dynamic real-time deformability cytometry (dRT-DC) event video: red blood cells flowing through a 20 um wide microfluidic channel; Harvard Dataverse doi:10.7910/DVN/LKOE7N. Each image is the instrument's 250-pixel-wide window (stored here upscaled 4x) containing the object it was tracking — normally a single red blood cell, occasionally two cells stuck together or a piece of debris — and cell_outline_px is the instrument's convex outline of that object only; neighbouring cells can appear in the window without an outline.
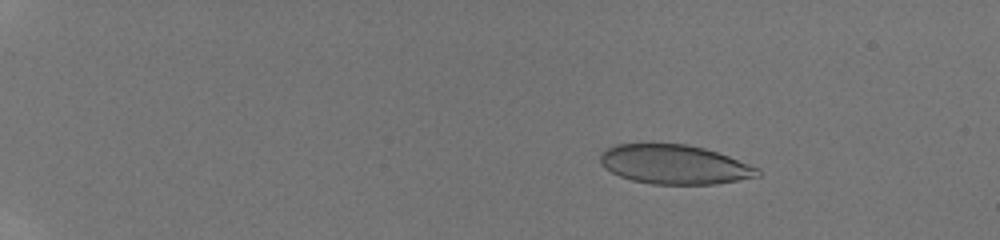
{"species": "human", "species_latin": "Homo sapiens", "temperature_condition": "room temperature", "stored_images_in_passage": 10, "camera_frame_rate_fps": 3000, "um_per_image_px": 0.085, "donor": {"sex": "male"}, "frame": {"image": 1, "passage_image": 3, "time_ms": 2.0, "image_size_px": [1000, 240], "cell_outline_px": [[760, 176], [716, 184], [652, 184], [632, 180], [620, 176], [612, 172], [600, 164], [600, 152], [604, 148], [616, 144], [688, 144], [704, 148], [728, 156], [760, 168]], "centroid_in_image_um": [57.31, 13.98], "position_along_channel_um": 27.7, "area_um2": 36.07}}
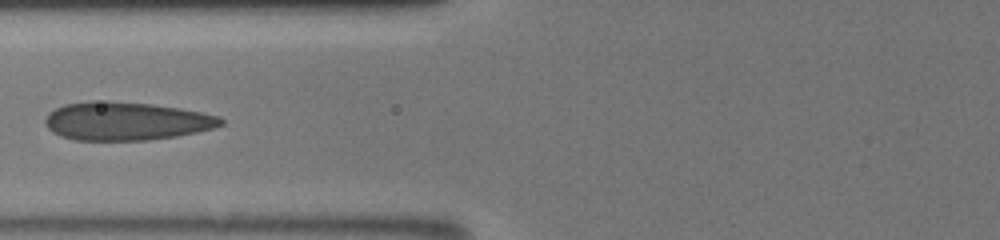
{"frame": {"image": 2, "passage_image": 8, "time_ms": 7.333, "image_size_px": [1000, 240], "cell_outline_px": [[224, 124], [212, 128], [196, 132], [176, 136], [148, 140], [76, 140], [60, 136], [52, 132], [44, 124], [44, 120], [48, 112], [64, 104], [88, 100], [108, 100], [152, 104], [180, 108], [220, 116], [224, 120]], "centroid_in_image_um": [10.68, 10.28], "position_along_channel_um": 115.1, "area_um2": 39.54}}
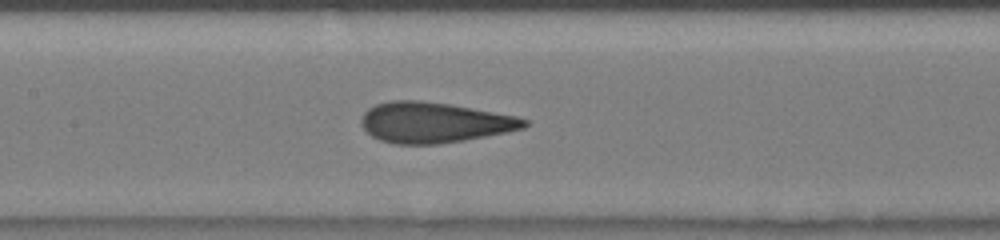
{"frame": {"image": 3, "passage_image": 10, "time_ms": 8.667, "image_size_px": [1000, 240], "cell_outline_px": [[528, 124], [524, 128], [508, 132], [464, 140], [436, 144], [396, 144], [380, 140], [372, 136], [360, 124], [360, 120], [364, 112], [368, 108], [376, 104], [388, 100], [420, 100], [448, 104], [516, 116], [528, 120]], "centroid_in_image_um": [36.88, 10.41], "position_along_channel_um": 170.5, "area_um2": 38.38}}